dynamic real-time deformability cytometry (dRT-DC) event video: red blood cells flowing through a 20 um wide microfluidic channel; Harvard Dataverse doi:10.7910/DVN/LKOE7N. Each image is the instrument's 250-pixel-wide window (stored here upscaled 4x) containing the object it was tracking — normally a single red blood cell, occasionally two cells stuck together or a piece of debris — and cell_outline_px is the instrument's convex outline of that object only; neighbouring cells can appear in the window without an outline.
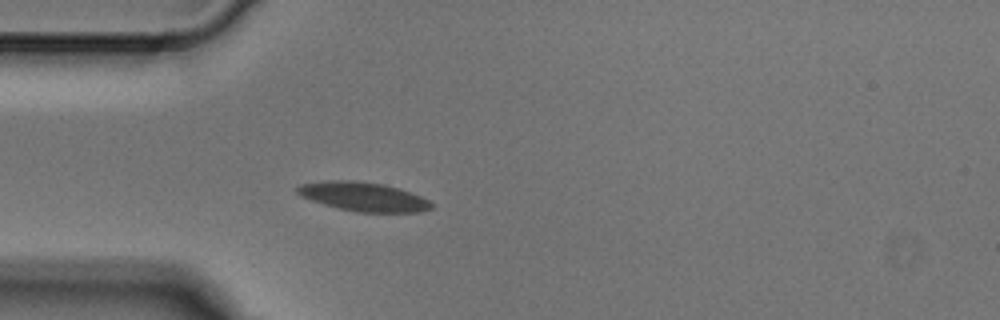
{"species": "Egyptian fruit bat (a non-hibernating species)", "species_latin": "Rousettus aegyptiacus", "temperature_condition": "cold", "stored_images_in_passage": 4, "camera_frame_rate_fps": 3000, "um_per_image_px": 0.085, "animal": {"sex": "male"}, "frame": {"image": 1, "passage_image": 4, "time_ms": 1.0, "image_size_px": [1000, 320], "cell_outline_px": [[432, 208], [420, 212], [356, 212], [324, 204], [300, 196], [296, 192], [296, 188], [300, 184], [324, 180], [352, 180], [384, 184], [400, 188], [420, 196], [428, 200], [432, 204]], "centroid_in_image_um": [30.87, 16.7], "position_along_channel_um": 54.1, "area_um2": 22.66}}